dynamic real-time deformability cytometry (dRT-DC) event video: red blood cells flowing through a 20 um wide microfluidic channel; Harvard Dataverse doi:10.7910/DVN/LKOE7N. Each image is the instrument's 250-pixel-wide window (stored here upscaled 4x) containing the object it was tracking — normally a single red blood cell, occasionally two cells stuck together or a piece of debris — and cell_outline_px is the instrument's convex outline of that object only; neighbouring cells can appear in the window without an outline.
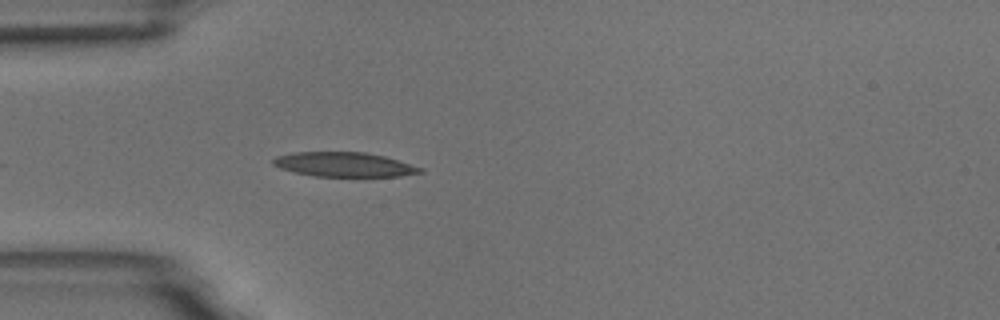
{"species": "common noctule bat (a hibernating species)", "species_latin": "Nyctalus noctula", "temperature_condition": "room temperature", "stored_images_in_passage": 1, "camera_frame_rate_fps": 3000, "um_per_image_px": 0.085, "animal": {"sex": "male", "body_mass_g": 18.8}, "frame": {"image": 1, "passage_image": 1, "time_ms": 0.0, "image_size_px": [1000, 320], "cell_outline_px": [[424, 172], [400, 176], [312, 176], [280, 168], [272, 164], [272, 160], [276, 156], [296, 152], [364, 152], [384, 156], [424, 168]], "centroid_in_image_um": [29.26, 13.98], "position_along_channel_um": 55.7, "area_um2": 20.87}}